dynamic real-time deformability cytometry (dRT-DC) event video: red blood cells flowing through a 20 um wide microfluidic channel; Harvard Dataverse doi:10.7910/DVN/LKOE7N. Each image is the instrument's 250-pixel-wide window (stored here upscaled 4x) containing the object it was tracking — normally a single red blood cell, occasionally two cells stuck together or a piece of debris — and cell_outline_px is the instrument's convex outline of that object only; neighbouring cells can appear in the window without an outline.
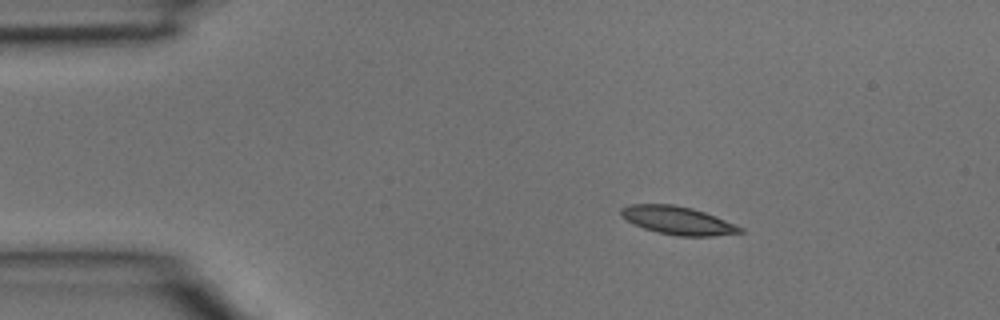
{"species": "common noctule bat (a hibernating species)", "species_latin": "Nyctalus noctula", "temperature_condition": "room temperature", "stored_images_in_passage": 2, "camera_frame_rate_fps": 3000, "um_per_image_px": 0.085, "animal": {"sex": "male", "body_mass_g": 15.6}, "frame": {"image": 1, "passage_image": 1, "time_ms": 0.0, "image_size_px": [1000, 320], "cell_outline_px": [[744, 232], [712, 236], [680, 236], [660, 232], [644, 228], [620, 216], [620, 208], [632, 204], [672, 204], [692, 208], [704, 212], [744, 228]], "centroid_in_image_um": [57.61, 18.73], "position_along_channel_um": 27.4, "area_um2": 19.19}}